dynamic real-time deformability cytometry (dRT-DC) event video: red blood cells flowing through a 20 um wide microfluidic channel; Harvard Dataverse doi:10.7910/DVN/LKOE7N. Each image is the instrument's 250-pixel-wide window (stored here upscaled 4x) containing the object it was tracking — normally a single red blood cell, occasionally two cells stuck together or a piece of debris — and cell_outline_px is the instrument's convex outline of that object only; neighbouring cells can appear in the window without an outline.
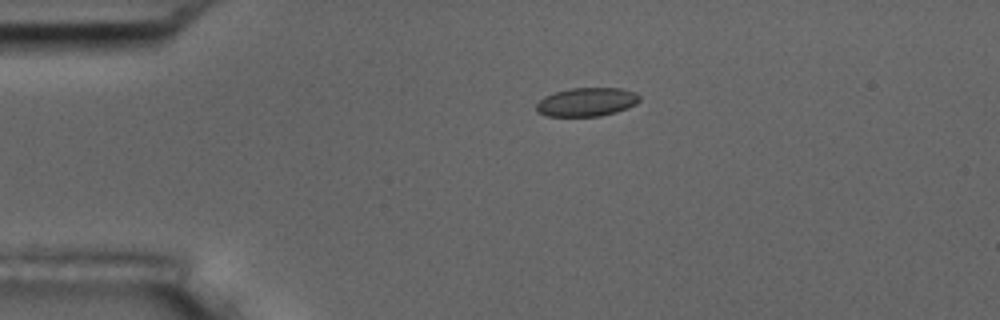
{"species": "common noctule bat (a hibernating species)", "species_latin": "Nyctalus noctula", "temperature_condition": "room temperature", "stored_images_in_passage": 5, "camera_frame_rate_fps": 3000, "um_per_image_px": 0.085, "animal": {"sex": "male", "body_mass_g": 17.5, "forearm_length_mm": 52.3}, "frame": {"image": 1, "passage_image": 4, "time_ms": 3.333, "image_size_px": [1000, 320], "cell_outline_px": [[640, 100], [636, 104], [628, 108], [616, 112], [600, 116], [548, 116], [536, 112], [536, 104], [544, 96], [556, 92], [572, 88], [620, 88], [636, 92], [640, 96]], "centroid_in_image_um": [49.88, 8.67], "position_along_channel_um": 35.1, "area_um2": 17.28}}